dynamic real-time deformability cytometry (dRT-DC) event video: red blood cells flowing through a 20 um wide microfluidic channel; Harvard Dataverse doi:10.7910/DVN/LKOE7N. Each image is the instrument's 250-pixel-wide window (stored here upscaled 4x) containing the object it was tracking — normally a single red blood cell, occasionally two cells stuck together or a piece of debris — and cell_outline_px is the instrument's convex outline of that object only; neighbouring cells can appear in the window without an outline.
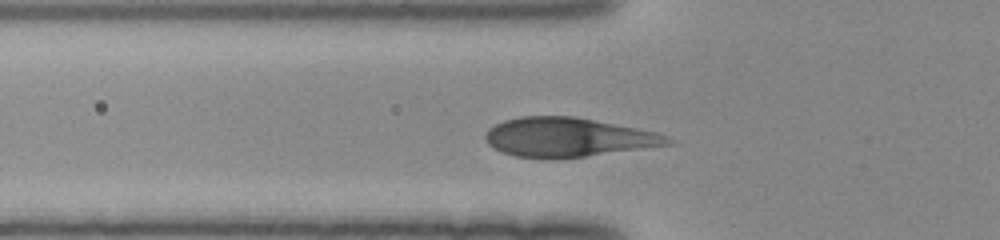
{"species": "human", "species_latin": "Homo sapiens", "temperature_condition": "room temperature", "stored_images_in_passage": 43, "camera_frame_rate_fps": 3000, "um_per_image_px": 0.085, "donor": {"sex": "female"}, "frame": {"image": 1, "passage_image": 10, "time_ms": 3.0, "image_size_px": [1000, 240], "cell_outline_px": [[676, 140], [672, 144], [584, 156], [516, 156], [504, 152], [488, 144], [484, 136], [488, 128], [504, 120], [520, 116], [576, 116], [656, 132], [668, 136]], "centroid_in_image_um": [48.3, 11.63], "position_along_channel_um": 77.5, "area_um2": 40.63}}
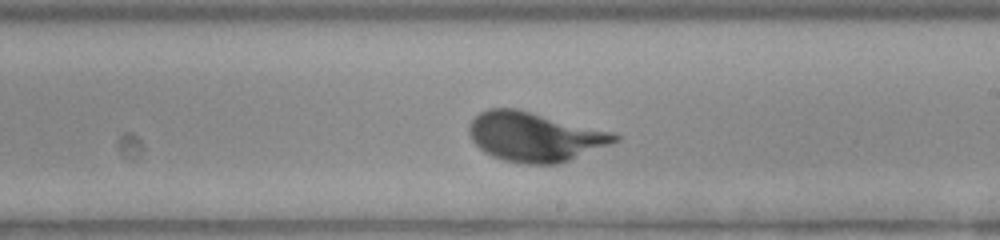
{"frame": {"image": 2, "passage_image": 22, "time_ms": 7.0, "image_size_px": [1000, 240], "cell_outline_px": [[620, 140], [568, 160], [556, 164], [528, 164], [504, 160], [492, 156], [484, 152], [472, 140], [468, 132], [468, 124], [480, 112], [488, 108], [516, 108], [616, 132], [620, 136]], "centroid_in_image_um": [45.45, 11.61], "position_along_channel_um": 243.6, "area_um2": 41.85}}
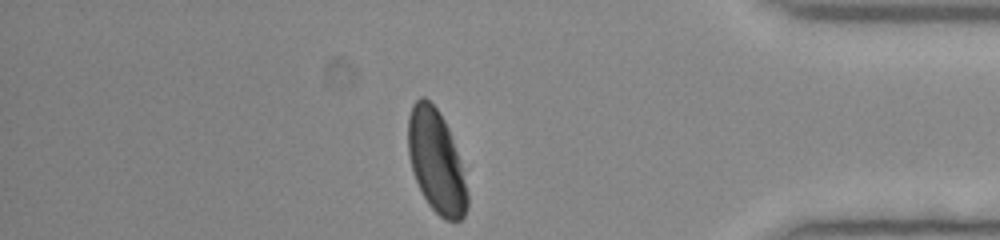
{"frame": {"image": 3, "passage_image": 35, "time_ms": 11.333, "image_size_px": [1000, 240], "cell_outline_px": [[468, 208], [464, 216], [460, 220], [444, 220], [428, 204], [416, 180], [408, 156], [408, 116], [412, 104], [420, 96], [424, 96], [440, 112], [448, 128], [460, 164], [468, 192]], "centroid_in_image_um": [37.06, 13.72], "position_along_channel_um": 398.1, "area_um2": 35.08}}